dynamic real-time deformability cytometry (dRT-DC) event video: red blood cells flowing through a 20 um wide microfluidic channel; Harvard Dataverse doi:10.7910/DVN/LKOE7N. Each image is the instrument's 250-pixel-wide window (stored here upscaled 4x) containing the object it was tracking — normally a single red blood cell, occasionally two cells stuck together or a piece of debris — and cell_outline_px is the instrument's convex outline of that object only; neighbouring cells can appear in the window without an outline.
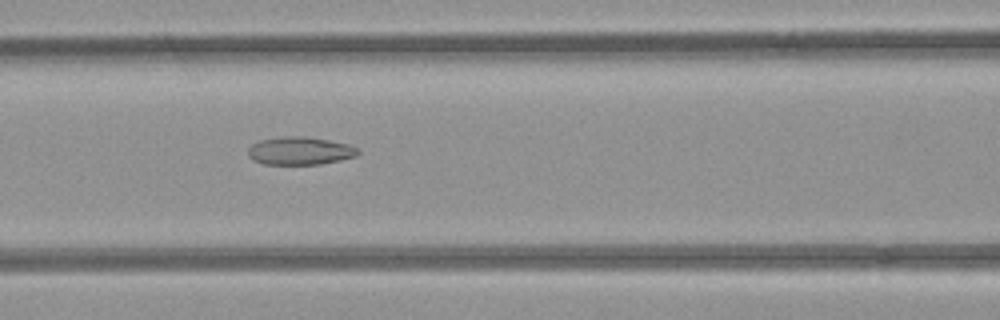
{"species": "common noctule bat (a hibernating species)", "species_latin": "Nyctalus noctula", "temperature_condition": "room temperature", "stored_images_in_passage": 32, "camera_frame_rate_fps": 3000, "um_per_image_px": 0.085, "animal": {"sex": "female", "body_mass_g": 21.9}, "frame": {"image": 1, "passage_image": 11, "time_ms": 3.333, "image_size_px": [1000, 320], "cell_outline_px": [[360, 152], [356, 156], [340, 160], [320, 164], [264, 164], [252, 160], [248, 156], [248, 148], [252, 144], [260, 140], [284, 136], [304, 136], [328, 140], [348, 144], [360, 148]], "centroid_in_image_um": [25.5, 12.82], "position_along_channel_um": 141.1, "area_um2": 17.98}}
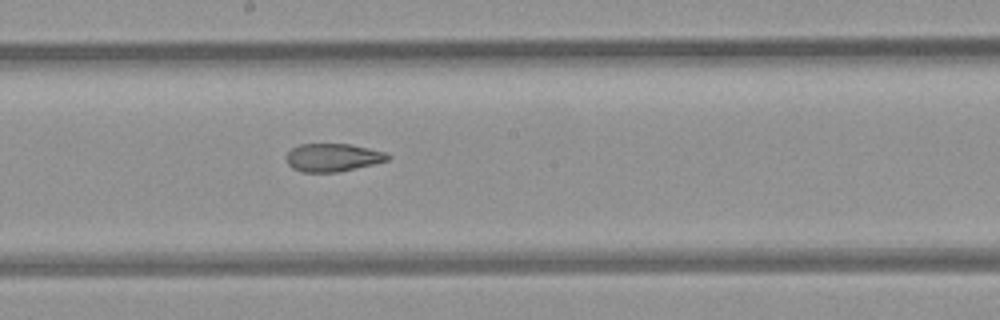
{"frame": {"image": 2, "passage_image": 17, "time_ms": 5.333, "image_size_px": [1000, 320], "cell_outline_px": [[392, 156], [388, 160], [340, 172], [300, 172], [292, 168], [288, 164], [284, 156], [292, 148], [300, 144], [352, 144], [384, 152]], "centroid_in_image_um": [28.25, 13.39], "position_along_channel_um": 219.9, "area_um2": 16.65}}
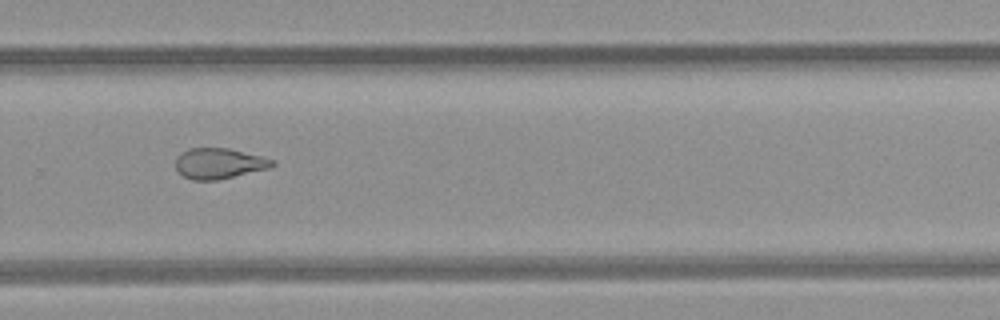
{"frame": {"image": 3, "passage_image": 24, "time_ms": 7.667, "image_size_px": [1000, 320], "cell_outline_px": [[276, 164], [272, 168], [216, 180], [192, 180], [184, 176], [176, 168], [176, 156], [180, 152], [188, 148], [228, 148], [276, 160]], "centroid_in_image_um": [18.64, 13.89], "position_along_channel_um": 311.2, "area_um2": 17.34}, "authors_computed_cell_mechanics": {"area_um2": 18.0336, "velocity_mm_per_s": 3.9444, "shape_relaxation_time_tau1_ms": null, "shape_relaxation_time_tau2_ms": 2.575, "deformation_change_tau1": null, "deformation_change_tau2": 0.0985}}